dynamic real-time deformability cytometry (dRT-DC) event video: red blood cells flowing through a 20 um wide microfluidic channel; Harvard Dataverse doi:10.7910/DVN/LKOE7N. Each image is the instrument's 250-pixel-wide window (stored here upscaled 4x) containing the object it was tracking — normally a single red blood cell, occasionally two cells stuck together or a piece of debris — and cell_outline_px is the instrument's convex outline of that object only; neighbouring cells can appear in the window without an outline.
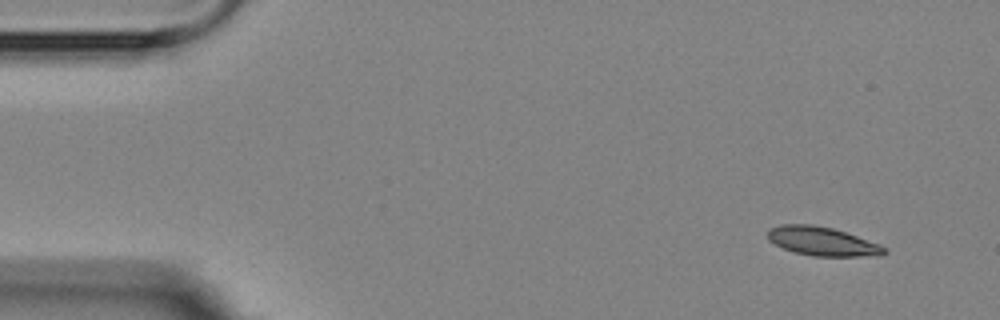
{"species": "Egyptian fruit bat (a non-hibernating species)", "species_latin": "Rousettus aegyptiacus", "temperature_condition": "room temperature", "stored_images_in_passage": 3, "camera_frame_rate_fps": 3000, "um_per_image_px": 0.085, "animal": {"sex": "female"}, "frame": {"image": 1, "passage_image": 1, "time_ms": 0.0, "image_size_px": [1000, 320], "cell_outline_px": [[888, 252], [880, 256], [812, 256], [796, 252], [784, 248], [768, 240], [768, 228], [780, 224], [812, 224], [832, 228], [880, 244]], "centroid_in_image_um": [69.89, 20.51], "position_along_channel_um": 15.1, "area_um2": 19.48}}